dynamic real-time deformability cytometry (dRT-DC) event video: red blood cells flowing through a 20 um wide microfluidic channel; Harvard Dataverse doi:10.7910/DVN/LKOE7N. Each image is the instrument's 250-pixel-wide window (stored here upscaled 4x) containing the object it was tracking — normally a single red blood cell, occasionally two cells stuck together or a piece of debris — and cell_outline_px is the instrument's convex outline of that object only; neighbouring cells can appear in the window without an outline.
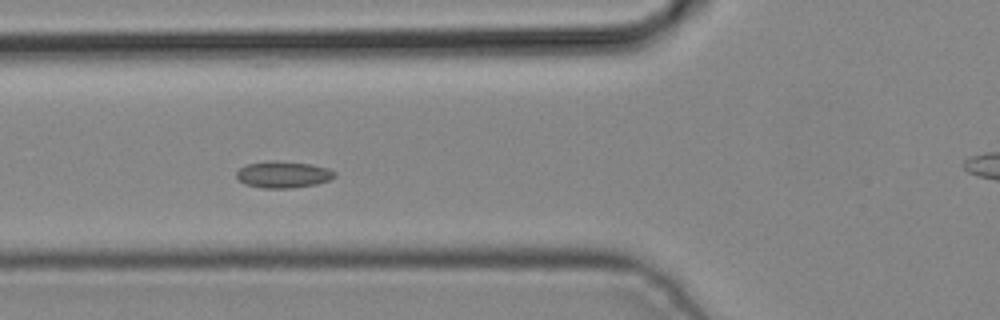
{"species": "common noctule bat (a hibernating species)", "species_latin": "Nyctalus noctula", "temperature_condition": "cold", "stored_images_in_passage": 5, "segment_of_instrument_passage": [1, 2], "camera_frame_rate_fps": 3000, "um_per_image_px": 0.085, "animal": {"sex": "male", "body_mass_g": 19.2, "forearm_length_mm": 51.8}, "frame": {"image": 1, "passage_image": 3, "time_ms": 0.667, "image_size_px": [1000, 320], "cell_outline_px": [[336, 176], [328, 180], [316, 184], [292, 188], [260, 188], [244, 184], [236, 176], [236, 172], [240, 168], [248, 164], [268, 160], [276, 160], [312, 164], [328, 168], [336, 172]], "centroid_in_image_um": [24.07, 14.83], "position_along_channel_um": 101.7, "area_um2": 15.37}}
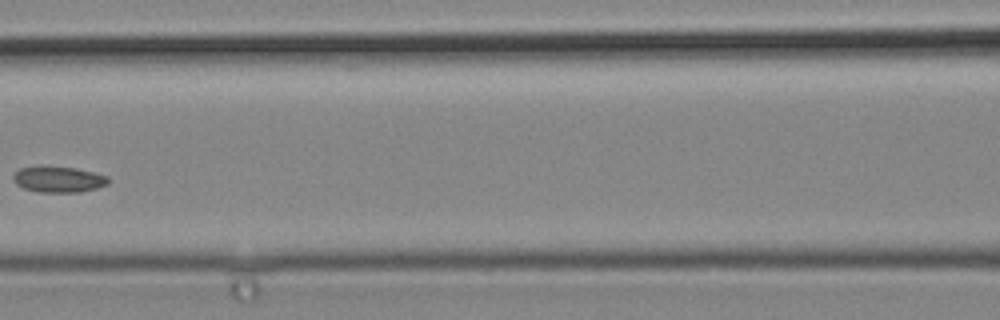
{"frame": {"image": 2, "passage_image": 4, "time_ms": 1.0, "image_size_px": [1000, 320], "cell_outline_px": [[108, 184], [96, 188], [80, 192], [40, 192], [24, 188], [16, 184], [12, 180], [12, 176], [20, 168], [76, 168], [108, 176]], "centroid_in_image_um": [4.98, 15.28], "position_along_channel_um": 161.6, "area_um2": 13.87}}